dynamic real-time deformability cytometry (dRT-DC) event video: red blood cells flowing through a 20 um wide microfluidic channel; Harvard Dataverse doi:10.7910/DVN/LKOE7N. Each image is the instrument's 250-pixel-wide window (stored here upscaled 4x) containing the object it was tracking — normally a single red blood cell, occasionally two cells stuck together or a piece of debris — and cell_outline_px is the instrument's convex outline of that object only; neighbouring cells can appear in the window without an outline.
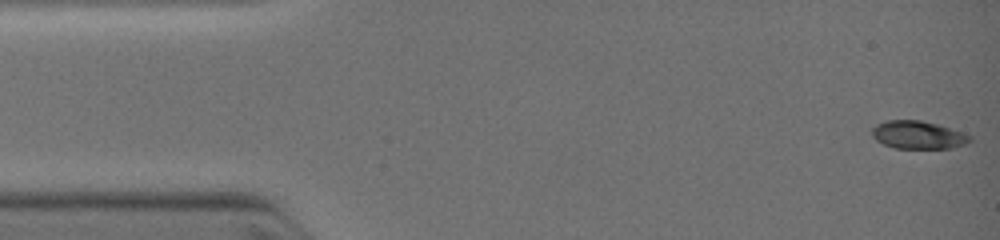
{"species": "common noctule bat (a hibernating species)", "species_latin": "Nyctalus noctula", "temperature_condition": "warm", "stored_images_in_passage": 33, "camera_frame_rate_fps": 3000, "um_per_image_px": 0.085, "animal": {"sex": "female", "body_mass_g": 19.0, "forearm_length_mm": 51.5}, "frame": {"image": 1, "passage_image": 1, "time_ms": 0.0, "image_size_px": [1000, 240], "cell_outline_px": [[972, 140], [964, 144], [952, 148], [896, 148], [884, 144], [876, 140], [872, 136], [872, 128], [876, 124], [884, 120], [920, 120], [940, 124], [972, 136]], "centroid_in_image_um": [78.03, 11.45], "position_along_channel_um": 7.0, "area_um2": 16.01}}
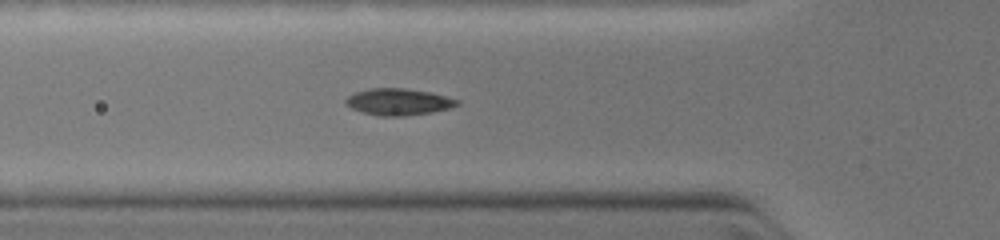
{"frame": {"image": 2, "passage_image": 18, "time_ms": 4.0, "image_size_px": [1000, 240], "cell_outline_px": [[460, 104], [448, 108], [428, 112], [400, 116], [380, 116], [364, 112], [352, 108], [344, 100], [348, 96], [356, 92], [368, 88], [404, 88], [428, 92], [460, 100]], "centroid_in_image_um": [33.85, 8.64], "position_along_channel_um": 92.0, "area_um2": 16.88}}
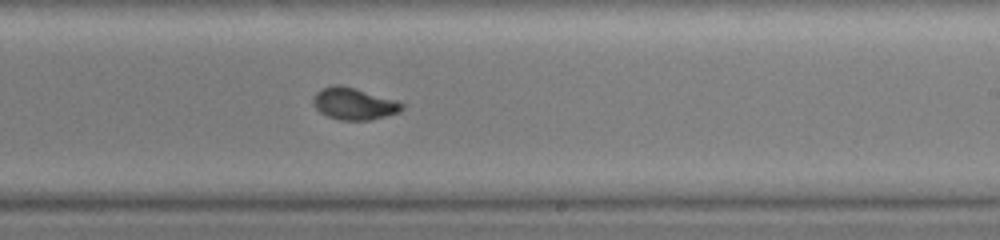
{"frame": {"image": 3, "passage_image": 33, "time_ms": 7.333, "image_size_px": [1000, 240], "cell_outline_px": [[404, 108], [400, 112], [372, 120], [340, 120], [328, 116], [320, 112], [312, 104], [312, 96], [320, 88], [332, 84], [340, 84], [396, 100], [404, 104]], "centroid_in_image_um": [30.05, 8.81], "position_along_channel_um": 258.9, "area_um2": 16.7}}